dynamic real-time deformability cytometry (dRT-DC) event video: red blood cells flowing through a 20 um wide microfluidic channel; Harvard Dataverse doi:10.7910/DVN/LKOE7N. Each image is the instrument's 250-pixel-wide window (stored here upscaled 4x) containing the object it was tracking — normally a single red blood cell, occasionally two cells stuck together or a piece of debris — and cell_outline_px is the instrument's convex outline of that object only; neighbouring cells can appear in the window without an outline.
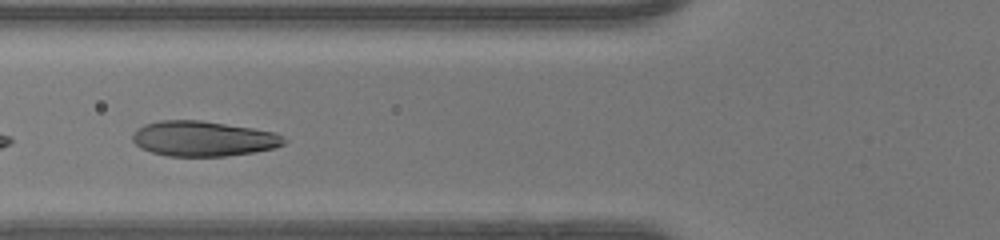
{"species": "human", "species_latin": "Homo sapiens", "temperature_condition": "warm", "stored_images_in_passage": 34, "segment_of_instrument_passage": [2, 2], "camera_frame_rate_fps": 3000, "um_per_image_px": 0.085, "donor": {"sex": "female"}, "frame": {"image": 1, "passage_image": 12, "time_ms": 3.667, "image_size_px": [1000, 240], "cell_outline_px": [[288, 140], [284, 144], [272, 148], [252, 152], [224, 156], [168, 156], [152, 152], [140, 148], [132, 140], [132, 136], [136, 128], [144, 124], [160, 120], [200, 120], [252, 128], [276, 132]], "centroid_in_image_um": [17.25, 11.78], "position_along_channel_um": 108.6, "area_um2": 31.04}}
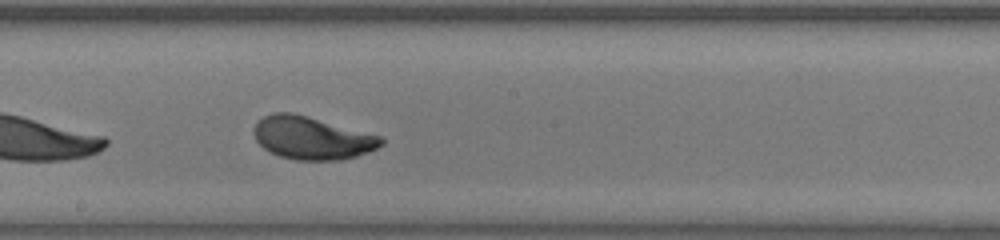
{"frame": {"image": 2, "passage_image": 20, "time_ms": 6.333, "image_size_px": [1000, 240], "cell_outline_px": [[384, 144], [368, 152], [356, 156], [340, 160], [296, 160], [280, 156], [264, 148], [256, 140], [252, 132], [252, 128], [264, 116], [272, 112], [292, 112], [308, 116], [384, 136]], "centroid_in_image_um": [26.54, 11.71], "position_along_channel_um": 221.7, "area_um2": 31.96}}
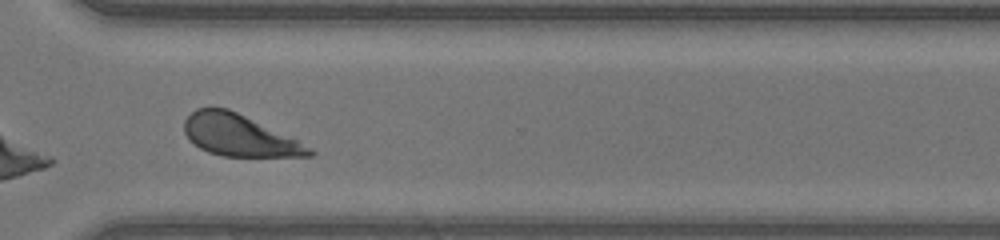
{"frame": {"image": 3, "passage_image": 29, "time_ms": 9.333, "image_size_px": [1000, 240], "cell_outline_px": [[316, 152], [312, 156], [220, 156], [208, 152], [200, 148], [188, 140], [184, 132], [184, 120], [196, 108], [228, 108], [296, 140], [312, 148]], "centroid_in_image_um": [20.28, 11.52], "position_along_channel_um": 350.3, "area_um2": 29.82}}